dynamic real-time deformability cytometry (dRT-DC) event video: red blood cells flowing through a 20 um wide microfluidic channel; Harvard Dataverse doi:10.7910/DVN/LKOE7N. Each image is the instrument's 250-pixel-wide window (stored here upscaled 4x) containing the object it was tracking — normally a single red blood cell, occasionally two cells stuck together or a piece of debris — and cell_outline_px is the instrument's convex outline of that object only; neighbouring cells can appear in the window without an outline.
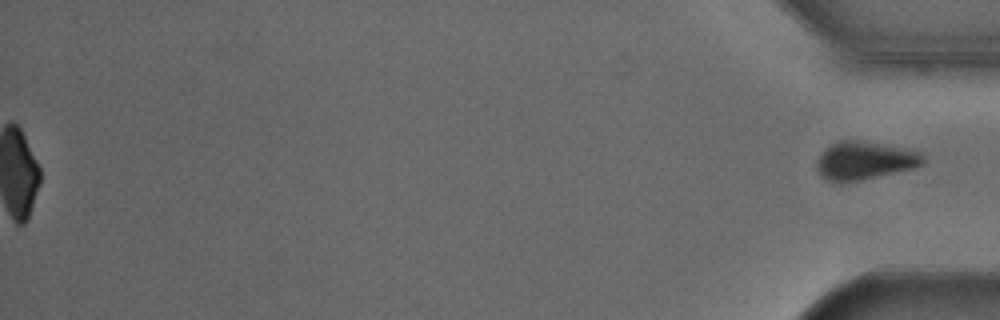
{"species": "Egyptian fruit bat (a non-hibernating species)", "species_latin": "Rousettus aegyptiacus", "temperature_condition": "cold", "stored_images_in_passage": 53, "segment_of_instrument_passage": [2, 2], "camera_frame_rate_fps": 3000, "um_per_image_px": 0.085, "animal": {"sex": "male"}, "frame": {"image": 1, "passage_image": 53, "time_ms": 17.333, "image_size_px": [1000, 320], "cell_outline_px": [[924, 160], [920, 164], [912, 168], [856, 180], [828, 180], [820, 176], [816, 168], [816, 164], [820, 156], [836, 140], [864, 140], [884, 144], [920, 152], [924, 156]], "centroid_in_image_um": [73.47, 13.61], "position_along_channel_um": 361.7, "area_um2": 22.83}}